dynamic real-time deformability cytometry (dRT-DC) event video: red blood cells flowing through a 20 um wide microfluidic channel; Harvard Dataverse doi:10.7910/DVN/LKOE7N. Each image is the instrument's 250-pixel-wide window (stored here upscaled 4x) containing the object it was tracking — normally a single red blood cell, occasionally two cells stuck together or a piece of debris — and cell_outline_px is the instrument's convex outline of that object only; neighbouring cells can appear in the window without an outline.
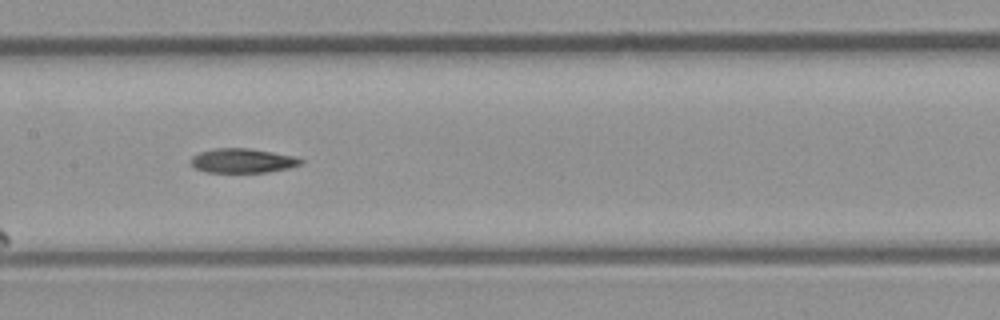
{"species": "common noctule bat (a hibernating species)", "species_latin": "Nyctalus noctula", "temperature_condition": "room temperature", "stored_images_in_passage": 9, "camera_frame_rate_fps": 3000, "um_per_image_px": 0.085, "animal": {"sex": "male", "body_mass_g": 23.1, "forearm_length_mm": 52.7}, "frame": {"image": 1, "passage_image": 9, "time_ms": 9.333, "image_size_px": [1000, 320], "cell_outline_px": [[304, 164], [288, 168], [268, 172], [208, 172], [196, 168], [192, 164], [192, 156], [200, 152], [216, 148], [248, 148], [296, 156], [304, 160]], "centroid_in_image_um": [20.68, 13.65], "position_along_channel_um": 186.7, "area_um2": 15.55}}